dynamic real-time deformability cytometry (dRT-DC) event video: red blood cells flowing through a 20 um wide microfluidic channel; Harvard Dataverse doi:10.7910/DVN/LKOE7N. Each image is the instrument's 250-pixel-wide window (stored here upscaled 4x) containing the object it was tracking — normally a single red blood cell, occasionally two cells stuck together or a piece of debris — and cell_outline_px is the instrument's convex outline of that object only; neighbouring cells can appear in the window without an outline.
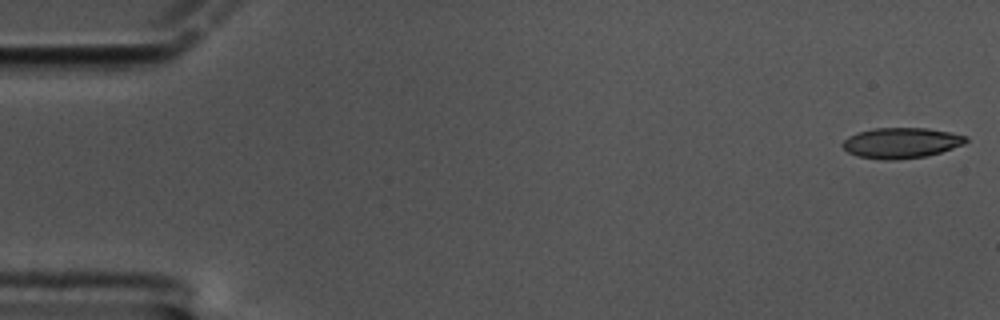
{"species": "common noctule bat (a hibernating species)", "species_latin": "Nyctalus noctula", "temperature_condition": "cold", "stored_images_in_passage": 60, "camera_frame_rate_fps": 3000, "um_per_image_px": 0.085, "animal": {"sex": "male", "body_mass_g": 17.5, "forearm_length_mm": 52.3}, "frame": {"image": 1, "passage_image": 1, "time_ms": 0.0, "image_size_px": [1000, 320], "cell_outline_px": [[968, 140], [964, 144], [940, 152], [924, 156], [892, 160], [884, 160], [856, 156], [848, 152], [840, 144], [848, 136], [856, 132], [872, 128], [928, 128], [968, 136]], "centroid_in_image_um": [76.56, 12.14], "position_along_channel_um": 8.4, "area_um2": 21.96}}
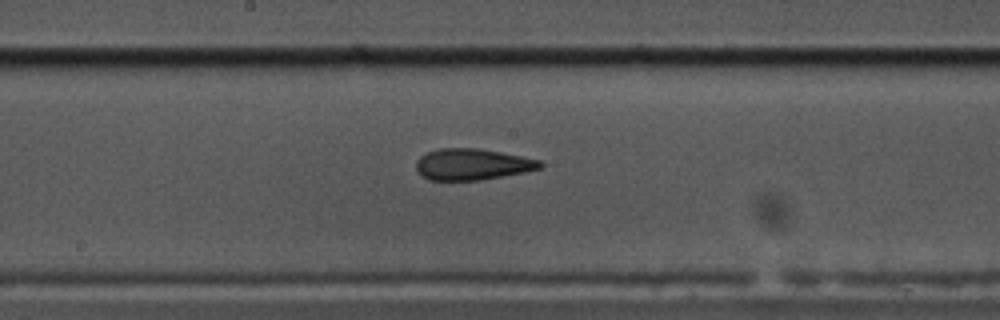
{"frame": {"image": 2, "passage_image": 31, "time_ms": 10.0, "image_size_px": [1000, 320], "cell_outline_px": [[544, 164], [540, 168], [524, 172], [480, 180], [428, 180], [416, 168], [416, 160], [420, 156], [436, 148], [476, 148], [500, 152], [540, 160]], "centroid_in_image_um": [40.12, 13.96], "position_along_channel_um": 208.1, "area_um2": 22.43}}
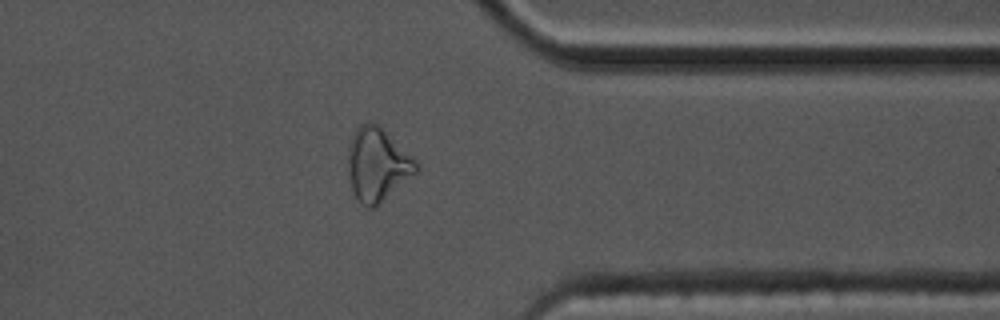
{"frame": {"image": 3, "passage_image": 47, "time_ms": 15.333, "image_size_px": [1000, 320], "cell_outline_px": [[420, 172], [376, 208], [364, 208], [356, 200], [352, 188], [348, 172], [348, 144], [356, 128], [360, 124], [372, 120], [416, 160], [420, 164]], "centroid_in_image_um": [32.1, 14.05], "position_along_channel_um": 379.3, "area_um2": 29.77}, "authors_computed_cell_mechanics": {"area_um2": 22.9755, "velocity_mm_per_s": 3.35, "shape_relaxation_time_tau1_ms": 6.9181, "shape_relaxation_time_tau2_ms": 2.9994, "deformation_change_tau1": 0.2018, "deformation_change_tau2": 0.1313}}